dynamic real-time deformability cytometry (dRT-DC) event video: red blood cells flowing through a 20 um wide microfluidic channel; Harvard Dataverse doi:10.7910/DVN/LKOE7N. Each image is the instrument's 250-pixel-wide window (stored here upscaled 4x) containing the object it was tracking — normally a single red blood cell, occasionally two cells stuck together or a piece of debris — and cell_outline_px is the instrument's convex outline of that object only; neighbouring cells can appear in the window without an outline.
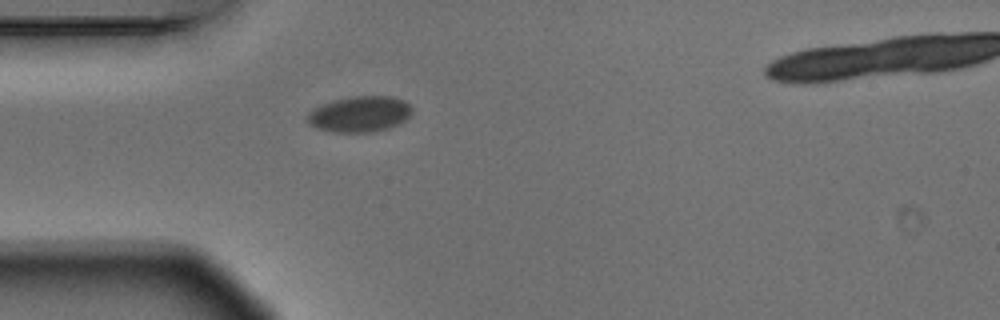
{"species": "Egyptian fruit bat (a non-hibernating species)", "species_latin": "Rousettus aegyptiacus", "temperature_condition": "warm", "stored_images_in_passage": 2, "camera_frame_rate_fps": 3000, "um_per_image_px": 0.085, "animal": {"sex": "male"}, "frame": {"image": 1, "passage_image": 1, "time_ms": 0.0, "image_size_px": [1000, 320], "cell_outline_px": [[412, 112], [400, 124], [388, 128], [372, 132], [332, 132], [316, 128], [308, 120], [308, 112], [332, 100], [352, 96], [388, 96], [404, 100], [412, 108]], "centroid_in_image_um": [30.6, 9.7], "position_along_channel_um": 54.4, "area_um2": 21.68}}